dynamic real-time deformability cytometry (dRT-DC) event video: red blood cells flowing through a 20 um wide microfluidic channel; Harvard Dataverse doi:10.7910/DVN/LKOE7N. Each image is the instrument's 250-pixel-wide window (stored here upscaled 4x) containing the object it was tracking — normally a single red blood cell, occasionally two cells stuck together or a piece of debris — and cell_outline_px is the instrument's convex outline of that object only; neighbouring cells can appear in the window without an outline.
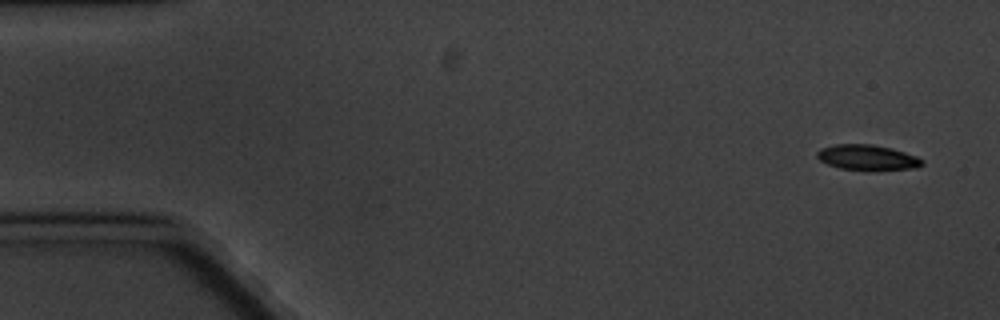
{"species": "common noctule bat (a hibernating species)", "species_latin": "Nyctalus noctula", "temperature_condition": "cold", "stored_images_in_passage": 4, "camera_frame_rate_fps": 3000, "um_per_image_px": 0.085, "animal": {"sex": "male", "body_mass_g": 20.1, "forearm_length_mm": 53.5}, "frame": {"image": 1, "passage_image": 1, "time_ms": 0.0, "image_size_px": [1000, 320], "cell_outline_px": [[924, 164], [916, 168], [872, 172], [868, 172], [840, 168], [828, 164], [820, 160], [816, 156], [816, 152], [820, 148], [836, 144], [872, 144], [892, 148], [916, 156], [924, 160]], "centroid_in_image_um": [73.75, 13.41], "position_along_channel_um": 11.2, "area_um2": 16.07}}